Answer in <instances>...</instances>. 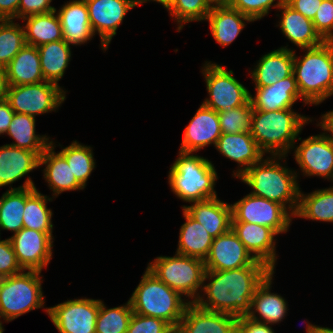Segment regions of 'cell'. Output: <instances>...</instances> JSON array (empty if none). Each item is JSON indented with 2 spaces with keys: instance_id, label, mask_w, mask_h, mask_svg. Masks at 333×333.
I'll use <instances>...</instances> for the list:
<instances>
[{
  "instance_id": "obj_38",
  "label": "cell",
  "mask_w": 333,
  "mask_h": 333,
  "mask_svg": "<svg viewBox=\"0 0 333 333\" xmlns=\"http://www.w3.org/2000/svg\"><path fill=\"white\" fill-rule=\"evenodd\" d=\"M24 207L25 188L7 189L2 194L0 197V232L6 230L15 234L23 228Z\"/></svg>"
},
{
  "instance_id": "obj_55",
  "label": "cell",
  "mask_w": 333,
  "mask_h": 333,
  "mask_svg": "<svg viewBox=\"0 0 333 333\" xmlns=\"http://www.w3.org/2000/svg\"><path fill=\"white\" fill-rule=\"evenodd\" d=\"M303 321H305V320H303ZM305 322H306V328H305L306 333H321V330L323 329V326L312 324L308 321H305Z\"/></svg>"
},
{
  "instance_id": "obj_31",
  "label": "cell",
  "mask_w": 333,
  "mask_h": 333,
  "mask_svg": "<svg viewBox=\"0 0 333 333\" xmlns=\"http://www.w3.org/2000/svg\"><path fill=\"white\" fill-rule=\"evenodd\" d=\"M182 214L185 222L179 229L175 253L204 261L209 254L213 237L205 230L203 224L197 222L183 208Z\"/></svg>"
},
{
  "instance_id": "obj_43",
  "label": "cell",
  "mask_w": 333,
  "mask_h": 333,
  "mask_svg": "<svg viewBox=\"0 0 333 333\" xmlns=\"http://www.w3.org/2000/svg\"><path fill=\"white\" fill-rule=\"evenodd\" d=\"M285 3L286 0H232L229 6L258 21L268 16L272 8L277 10Z\"/></svg>"
},
{
  "instance_id": "obj_12",
  "label": "cell",
  "mask_w": 333,
  "mask_h": 333,
  "mask_svg": "<svg viewBox=\"0 0 333 333\" xmlns=\"http://www.w3.org/2000/svg\"><path fill=\"white\" fill-rule=\"evenodd\" d=\"M301 143L293 145V158L299 167L297 173L300 178V171L303 177L317 176L324 180H333V141L323 132L297 139Z\"/></svg>"
},
{
  "instance_id": "obj_11",
  "label": "cell",
  "mask_w": 333,
  "mask_h": 333,
  "mask_svg": "<svg viewBox=\"0 0 333 333\" xmlns=\"http://www.w3.org/2000/svg\"><path fill=\"white\" fill-rule=\"evenodd\" d=\"M231 222L256 223L273 229L278 235L289 231L294 216L277 202L248 193L231 204Z\"/></svg>"
},
{
  "instance_id": "obj_9",
  "label": "cell",
  "mask_w": 333,
  "mask_h": 333,
  "mask_svg": "<svg viewBox=\"0 0 333 333\" xmlns=\"http://www.w3.org/2000/svg\"><path fill=\"white\" fill-rule=\"evenodd\" d=\"M201 68L208 98L202 104L221 113L245 105L250 98V91L240 80L234 77L233 70H228L222 64L204 61Z\"/></svg>"
},
{
  "instance_id": "obj_34",
  "label": "cell",
  "mask_w": 333,
  "mask_h": 333,
  "mask_svg": "<svg viewBox=\"0 0 333 333\" xmlns=\"http://www.w3.org/2000/svg\"><path fill=\"white\" fill-rule=\"evenodd\" d=\"M26 44L39 47L46 43L63 40L61 22L57 12L31 15L21 19Z\"/></svg>"
},
{
  "instance_id": "obj_36",
  "label": "cell",
  "mask_w": 333,
  "mask_h": 333,
  "mask_svg": "<svg viewBox=\"0 0 333 333\" xmlns=\"http://www.w3.org/2000/svg\"><path fill=\"white\" fill-rule=\"evenodd\" d=\"M294 218L333 223V187L315 189L307 194L300 190Z\"/></svg>"
},
{
  "instance_id": "obj_44",
  "label": "cell",
  "mask_w": 333,
  "mask_h": 333,
  "mask_svg": "<svg viewBox=\"0 0 333 333\" xmlns=\"http://www.w3.org/2000/svg\"><path fill=\"white\" fill-rule=\"evenodd\" d=\"M175 330L164 320L132 314L127 333H173Z\"/></svg>"
},
{
  "instance_id": "obj_18",
  "label": "cell",
  "mask_w": 333,
  "mask_h": 333,
  "mask_svg": "<svg viewBox=\"0 0 333 333\" xmlns=\"http://www.w3.org/2000/svg\"><path fill=\"white\" fill-rule=\"evenodd\" d=\"M221 135L218 112L200 104L189 124L185 126L179 150L196 153L210 145L215 147Z\"/></svg>"
},
{
  "instance_id": "obj_50",
  "label": "cell",
  "mask_w": 333,
  "mask_h": 333,
  "mask_svg": "<svg viewBox=\"0 0 333 333\" xmlns=\"http://www.w3.org/2000/svg\"><path fill=\"white\" fill-rule=\"evenodd\" d=\"M14 111L9 102L5 99L0 101V136L5 135L12 122Z\"/></svg>"
},
{
  "instance_id": "obj_4",
  "label": "cell",
  "mask_w": 333,
  "mask_h": 333,
  "mask_svg": "<svg viewBox=\"0 0 333 333\" xmlns=\"http://www.w3.org/2000/svg\"><path fill=\"white\" fill-rule=\"evenodd\" d=\"M294 49L293 74L300 96L313 106L333 96V41L312 48Z\"/></svg>"
},
{
  "instance_id": "obj_6",
  "label": "cell",
  "mask_w": 333,
  "mask_h": 333,
  "mask_svg": "<svg viewBox=\"0 0 333 333\" xmlns=\"http://www.w3.org/2000/svg\"><path fill=\"white\" fill-rule=\"evenodd\" d=\"M129 301L134 313L162 319L174 330L190 303L179 292L160 281L147 267Z\"/></svg>"
},
{
  "instance_id": "obj_46",
  "label": "cell",
  "mask_w": 333,
  "mask_h": 333,
  "mask_svg": "<svg viewBox=\"0 0 333 333\" xmlns=\"http://www.w3.org/2000/svg\"><path fill=\"white\" fill-rule=\"evenodd\" d=\"M23 269L18 264L10 238L0 237V278L21 273Z\"/></svg>"
},
{
  "instance_id": "obj_58",
  "label": "cell",
  "mask_w": 333,
  "mask_h": 333,
  "mask_svg": "<svg viewBox=\"0 0 333 333\" xmlns=\"http://www.w3.org/2000/svg\"><path fill=\"white\" fill-rule=\"evenodd\" d=\"M5 328L3 326V323H0V333H4Z\"/></svg>"
},
{
  "instance_id": "obj_13",
  "label": "cell",
  "mask_w": 333,
  "mask_h": 333,
  "mask_svg": "<svg viewBox=\"0 0 333 333\" xmlns=\"http://www.w3.org/2000/svg\"><path fill=\"white\" fill-rule=\"evenodd\" d=\"M99 299L74 298L48 307V317L59 333H96Z\"/></svg>"
},
{
  "instance_id": "obj_22",
  "label": "cell",
  "mask_w": 333,
  "mask_h": 333,
  "mask_svg": "<svg viewBox=\"0 0 333 333\" xmlns=\"http://www.w3.org/2000/svg\"><path fill=\"white\" fill-rule=\"evenodd\" d=\"M250 92V102L253 110L275 111L293 109L294 104L301 99L303 106L309 104L300 96L294 74L279 80L267 87H254Z\"/></svg>"
},
{
  "instance_id": "obj_19",
  "label": "cell",
  "mask_w": 333,
  "mask_h": 333,
  "mask_svg": "<svg viewBox=\"0 0 333 333\" xmlns=\"http://www.w3.org/2000/svg\"><path fill=\"white\" fill-rule=\"evenodd\" d=\"M231 229L256 260L276 270L278 234L273 229L247 222H231Z\"/></svg>"
},
{
  "instance_id": "obj_27",
  "label": "cell",
  "mask_w": 333,
  "mask_h": 333,
  "mask_svg": "<svg viewBox=\"0 0 333 333\" xmlns=\"http://www.w3.org/2000/svg\"><path fill=\"white\" fill-rule=\"evenodd\" d=\"M45 166L43 178L47 182L49 190L52 191L51 197L57 198L63 192L80 191L85 188L76 180L66 159L51 144L41 154L39 168Z\"/></svg>"
},
{
  "instance_id": "obj_10",
  "label": "cell",
  "mask_w": 333,
  "mask_h": 333,
  "mask_svg": "<svg viewBox=\"0 0 333 333\" xmlns=\"http://www.w3.org/2000/svg\"><path fill=\"white\" fill-rule=\"evenodd\" d=\"M68 91L48 81L8 85L6 100L15 113H23L35 117L51 112H58L66 100Z\"/></svg>"
},
{
  "instance_id": "obj_15",
  "label": "cell",
  "mask_w": 333,
  "mask_h": 333,
  "mask_svg": "<svg viewBox=\"0 0 333 333\" xmlns=\"http://www.w3.org/2000/svg\"><path fill=\"white\" fill-rule=\"evenodd\" d=\"M91 29L100 37V47L105 53L116 36L128 11L135 8L137 0H85Z\"/></svg>"
},
{
  "instance_id": "obj_48",
  "label": "cell",
  "mask_w": 333,
  "mask_h": 333,
  "mask_svg": "<svg viewBox=\"0 0 333 333\" xmlns=\"http://www.w3.org/2000/svg\"><path fill=\"white\" fill-rule=\"evenodd\" d=\"M237 333H276L272 325L261 323L247 316L238 318Z\"/></svg>"
},
{
  "instance_id": "obj_45",
  "label": "cell",
  "mask_w": 333,
  "mask_h": 333,
  "mask_svg": "<svg viewBox=\"0 0 333 333\" xmlns=\"http://www.w3.org/2000/svg\"><path fill=\"white\" fill-rule=\"evenodd\" d=\"M312 21L324 41H333V0H322Z\"/></svg>"
},
{
  "instance_id": "obj_54",
  "label": "cell",
  "mask_w": 333,
  "mask_h": 333,
  "mask_svg": "<svg viewBox=\"0 0 333 333\" xmlns=\"http://www.w3.org/2000/svg\"><path fill=\"white\" fill-rule=\"evenodd\" d=\"M173 1L174 0H137V5L140 6L147 2H155V3L157 2V3L161 4L163 6V8H165V10H167L171 6Z\"/></svg>"
},
{
  "instance_id": "obj_28",
  "label": "cell",
  "mask_w": 333,
  "mask_h": 333,
  "mask_svg": "<svg viewBox=\"0 0 333 333\" xmlns=\"http://www.w3.org/2000/svg\"><path fill=\"white\" fill-rule=\"evenodd\" d=\"M276 14L279 17L277 27L282 34L296 46L300 48H312L321 45L324 40L316 32L313 21L294 10L287 3L281 5Z\"/></svg>"
},
{
  "instance_id": "obj_32",
  "label": "cell",
  "mask_w": 333,
  "mask_h": 333,
  "mask_svg": "<svg viewBox=\"0 0 333 333\" xmlns=\"http://www.w3.org/2000/svg\"><path fill=\"white\" fill-rule=\"evenodd\" d=\"M36 118L23 113H14L6 136L13 139L10 145L35 152L39 157L50 145L51 138L36 132Z\"/></svg>"
},
{
  "instance_id": "obj_33",
  "label": "cell",
  "mask_w": 333,
  "mask_h": 333,
  "mask_svg": "<svg viewBox=\"0 0 333 333\" xmlns=\"http://www.w3.org/2000/svg\"><path fill=\"white\" fill-rule=\"evenodd\" d=\"M53 198L47 196L37 187L25 188V207L23 213V228L34 229L44 233H53V210L47 207Z\"/></svg>"
},
{
  "instance_id": "obj_40",
  "label": "cell",
  "mask_w": 333,
  "mask_h": 333,
  "mask_svg": "<svg viewBox=\"0 0 333 333\" xmlns=\"http://www.w3.org/2000/svg\"><path fill=\"white\" fill-rule=\"evenodd\" d=\"M212 8L208 0H174L166 11L177 25L176 31L179 33L187 23L205 21Z\"/></svg>"
},
{
  "instance_id": "obj_47",
  "label": "cell",
  "mask_w": 333,
  "mask_h": 333,
  "mask_svg": "<svg viewBox=\"0 0 333 333\" xmlns=\"http://www.w3.org/2000/svg\"><path fill=\"white\" fill-rule=\"evenodd\" d=\"M53 0H20L18 7V21L37 14L48 13L56 8L52 6Z\"/></svg>"
},
{
  "instance_id": "obj_23",
  "label": "cell",
  "mask_w": 333,
  "mask_h": 333,
  "mask_svg": "<svg viewBox=\"0 0 333 333\" xmlns=\"http://www.w3.org/2000/svg\"><path fill=\"white\" fill-rule=\"evenodd\" d=\"M274 273H270L256 288L251 301L250 319L274 326L280 324L288 316V302L278 293L271 292Z\"/></svg>"
},
{
  "instance_id": "obj_39",
  "label": "cell",
  "mask_w": 333,
  "mask_h": 333,
  "mask_svg": "<svg viewBox=\"0 0 333 333\" xmlns=\"http://www.w3.org/2000/svg\"><path fill=\"white\" fill-rule=\"evenodd\" d=\"M133 310L128 300L126 303L108 308L99 299V313L96 320V333H127Z\"/></svg>"
},
{
  "instance_id": "obj_17",
  "label": "cell",
  "mask_w": 333,
  "mask_h": 333,
  "mask_svg": "<svg viewBox=\"0 0 333 333\" xmlns=\"http://www.w3.org/2000/svg\"><path fill=\"white\" fill-rule=\"evenodd\" d=\"M255 261L256 259L230 229L228 232L213 238L204 263L206 270L225 271L250 266Z\"/></svg>"
},
{
  "instance_id": "obj_16",
  "label": "cell",
  "mask_w": 333,
  "mask_h": 333,
  "mask_svg": "<svg viewBox=\"0 0 333 333\" xmlns=\"http://www.w3.org/2000/svg\"><path fill=\"white\" fill-rule=\"evenodd\" d=\"M39 159L35 152L10 144L0 146V188L8 186V190H18L36 187L29 173L39 168ZM25 176L23 184L13 187V183Z\"/></svg>"
},
{
  "instance_id": "obj_25",
  "label": "cell",
  "mask_w": 333,
  "mask_h": 333,
  "mask_svg": "<svg viewBox=\"0 0 333 333\" xmlns=\"http://www.w3.org/2000/svg\"><path fill=\"white\" fill-rule=\"evenodd\" d=\"M55 11L61 22L63 39L68 44L81 46L95 38L85 0H69Z\"/></svg>"
},
{
  "instance_id": "obj_56",
  "label": "cell",
  "mask_w": 333,
  "mask_h": 333,
  "mask_svg": "<svg viewBox=\"0 0 333 333\" xmlns=\"http://www.w3.org/2000/svg\"><path fill=\"white\" fill-rule=\"evenodd\" d=\"M212 6H229L232 0H208Z\"/></svg>"
},
{
  "instance_id": "obj_5",
  "label": "cell",
  "mask_w": 333,
  "mask_h": 333,
  "mask_svg": "<svg viewBox=\"0 0 333 333\" xmlns=\"http://www.w3.org/2000/svg\"><path fill=\"white\" fill-rule=\"evenodd\" d=\"M211 160L196 152L178 150L168 171V185L177 199L185 203L218 197L214 189L219 179Z\"/></svg>"
},
{
  "instance_id": "obj_24",
  "label": "cell",
  "mask_w": 333,
  "mask_h": 333,
  "mask_svg": "<svg viewBox=\"0 0 333 333\" xmlns=\"http://www.w3.org/2000/svg\"><path fill=\"white\" fill-rule=\"evenodd\" d=\"M294 49L281 46L267 52L248 70L254 87H267L293 74Z\"/></svg>"
},
{
  "instance_id": "obj_29",
  "label": "cell",
  "mask_w": 333,
  "mask_h": 333,
  "mask_svg": "<svg viewBox=\"0 0 333 333\" xmlns=\"http://www.w3.org/2000/svg\"><path fill=\"white\" fill-rule=\"evenodd\" d=\"M205 21L209 23L213 39L222 47L232 44L247 24L254 23L251 18L230 6H213Z\"/></svg>"
},
{
  "instance_id": "obj_20",
  "label": "cell",
  "mask_w": 333,
  "mask_h": 333,
  "mask_svg": "<svg viewBox=\"0 0 333 333\" xmlns=\"http://www.w3.org/2000/svg\"><path fill=\"white\" fill-rule=\"evenodd\" d=\"M214 148L226 159L237 163L236 170L233 169L232 172V177L235 179H238L248 168L266 156L250 132L222 133Z\"/></svg>"
},
{
  "instance_id": "obj_49",
  "label": "cell",
  "mask_w": 333,
  "mask_h": 333,
  "mask_svg": "<svg viewBox=\"0 0 333 333\" xmlns=\"http://www.w3.org/2000/svg\"><path fill=\"white\" fill-rule=\"evenodd\" d=\"M286 3L306 18L313 20L322 0H286Z\"/></svg>"
},
{
  "instance_id": "obj_53",
  "label": "cell",
  "mask_w": 333,
  "mask_h": 333,
  "mask_svg": "<svg viewBox=\"0 0 333 333\" xmlns=\"http://www.w3.org/2000/svg\"><path fill=\"white\" fill-rule=\"evenodd\" d=\"M7 86L5 68L0 67V101L6 99Z\"/></svg>"
},
{
  "instance_id": "obj_3",
  "label": "cell",
  "mask_w": 333,
  "mask_h": 333,
  "mask_svg": "<svg viewBox=\"0 0 333 333\" xmlns=\"http://www.w3.org/2000/svg\"><path fill=\"white\" fill-rule=\"evenodd\" d=\"M312 118L294 109L253 110L250 133L265 155L288 156L304 126L314 122Z\"/></svg>"
},
{
  "instance_id": "obj_2",
  "label": "cell",
  "mask_w": 333,
  "mask_h": 333,
  "mask_svg": "<svg viewBox=\"0 0 333 333\" xmlns=\"http://www.w3.org/2000/svg\"><path fill=\"white\" fill-rule=\"evenodd\" d=\"M286 157L266 155L238 179L250 187V194L277 202L295 216L301 187L296 173L298 169L286 166Z\"/></svg>"
},
{
  "instance_id": "obj_37",
  "label": "cell",
  "mask_w": 333,
  "mask_h": 333,
  "mask_svg": "<svg viewBox=\"0 0 333 333\" xmlns=\"http://www.w3.org/2000/svg\"><path fill=\"white\" fill-rule=\"evenodd\" d=\"M56 143L54 139H51L50 144L55 148L56 146L62 148L59 153L66 159L76 180L86 188L87 181L96 168L93 147L81 142L79 143L77 140H73L71 144L66 147H63L60 143L58 145Z\"/></svg>"
},
{
  "instance_id": "obj_1",
  "label": "cell",
  "mask_w": 333,
  "mask_h": 333,
  "mask_svg": "<svg viewBox=\"0 0 333 333\" xmlns=\"http://www.w3.org/2000/svg\"><path fill=\"white\" fill-rule=\"evenodd\" d=\"M273 270L256 260L252 265L225 271L206 270L195 304L205 310L246 316L256 288Z\"/></svg>"
},
{
  "instance_id": "obj_8",
  "label": "cell",
  "mask_w": 333,
  "mask_h": 333,
  "mask_svg": "<svg viewBox=\"0 0 333 333\" xmlns=\"http://www.w3.org/2000/svg\"><path fill=\"white\" fill-rule=\"evenodd\" d=\"M147 268L190 303L198 298L206 272L203 260L175 253L173 256H157Z\"/></svg>"
},
{
  "instance_id": "obj_57",
  "label": "cell",
  "mask_w": 333,
  "mask_h": 333,
  "mask_svg": "<svg viewBox=\"0 0 333 333\" xmlns=\"http://www.w3.org/2000/svg\"><path fill=\"white\" fill-rule=\"evenodd\" d=\"M321 333H333V328L323 327Z\"/></svg>"
},
{
  "instance_id": "obj_7",
  "label": "cell",
  "mask_w": 333,
  "mask_h": 333,
  "mask_svg": "<svg viewBox=\"0 0 333 333\" xmlns=\"http://www.w3.org/2000/svg\"><path fill=\"white\" fill-rule=\"evenodd\" d=\"M37 270L0 278V321L9 323L18 317L42 309L48 315L43 292V275Z\"/></svg>"
},
{
  "instance_id": "obj_26",
  "label": "cell",
  "mask_w": 333,
  "mask_h": 333,
  "mask_svg": "<svg viewBox=\"0 0 333 333\" xmlns=\"http://www.w3.org/2000/svg\"><path fill=\"white\" fill-rule=\"evenodd\" d=\"M181 206L192 218L203 224L205 230L216 238L231 229L232 208L231 204L218 197Z\"/></svg>"
},
{
  "instance_id": "obj_41",
  "label": "cell",
  "mask_w": 333,
  "mask_h": 333,
  "mask_svg": "<svg viewBox=\"0 0 333 333\" xmlns=\"http://www.w3.org/2000/svg\"><path fill=\"white\" fill-rule=\"evenodd\" d=\"M15 21L0 20V67L3 68L26 45L23 25Z\"/></svg>"
},
{
  "instance_id": "obj_51",
  "label": "cell",
  "mask_w": 333,
  "mask_h": 333,
  "mask_svg": "<svg viewBox=\"0 0 333 333\" xmlns=\"http://www.w3.org/2000/svg\"><path fill=\"white\" fill-rule=\"evenodd\" d=\"M20 0H0V20L17 19Z\"/></svg>"
},
{
  "instance_id": "obj_30",
  "label": "cell",
  "mask_w": 333,
  "mask_h": 333,
  "mask_svg": "<svg viewBox=\"0 0 333 333\" xmlns=\"http://www.w3.org/2000/svg\"><path fill=\"white\" fill-rule=\"evenodd\" d=\"M7 85L44 82L37 47L26 44L5 67Z\"/></svg>"
},
{
  "instance_id": "obj_14",
  "label": "cell",
  "mask_w": 333,
  "mask_h": 333,
  "mask_svg": "<svg viewBox=\"0 0 333 333\" xmlns=\"http://www.w3.org/2000/svg\"><path fill=\"white\" fill-rule=\"evenodd\" d=\"M18 264L23 270L43 271L53 257V233H44L34 229L22 228L9 237Z\"/></svg>"
},
{
  "instance_id": "obj_42",
  "label": "cell",
  "mask_w": 333,
  "mask_h": 333,
  "mask_svg": "<svg viewBox=\"0 0 333 333\" xmlns=\"http://www.w3.org/2000/svg\"><path fill=\"white\" fill-rule=\"evenodd\" d=\"M253 108L250 100L240 107L231 111L218 113L222 133L239 134L250 132Z\"/></svg>"
},
{
  "instance_id": "obj_52",
  "label": "cell",
  "mask_w": 333,
  "mask_h": 333,
  "mask_svg": "<svg viewBox=\"0 0 333 333\" xmlns=\"http://www.w3.org/2000/svg\"><path fill=\"white\" fill-rule=\"evenodd\" d=\"M318 119L315 118L316 126L323 131V133L333 141V110L327 111L322 114Z\"/></svg>"
},
{
  "instance_id": "obj_21",
  "label": "cell",
  "mask_w": 333,
  "mask_h": 333,
  "mask_svg": "<svg viewBox=\"0 0 333 333\" xmlns=\"http://www.w3.org/2000/svg\"><path fill=\"white\" fill-rule=\"evenodd\" d=\"M238 318L215 311H208L189 303L179 322L177 333H237Z\"/></svg>"
},
{
  "instance_id": "obj_35",
  "label": "cell",
  "mask_w": 333,
  "mask_h": 333,
  "mask_svg": "<svg viewBox=\"0 0 333 333\" xmlns=\"http://www.w3.org/2000/svg\"><path fill=\"white\" fill-rule=\"evenodd\" d=\"M71 46L63 39L37 47L40 55L41 71L45 81L60 86L59 81L63 78L72 60Z\"/></svg>"
}]
</instances>
